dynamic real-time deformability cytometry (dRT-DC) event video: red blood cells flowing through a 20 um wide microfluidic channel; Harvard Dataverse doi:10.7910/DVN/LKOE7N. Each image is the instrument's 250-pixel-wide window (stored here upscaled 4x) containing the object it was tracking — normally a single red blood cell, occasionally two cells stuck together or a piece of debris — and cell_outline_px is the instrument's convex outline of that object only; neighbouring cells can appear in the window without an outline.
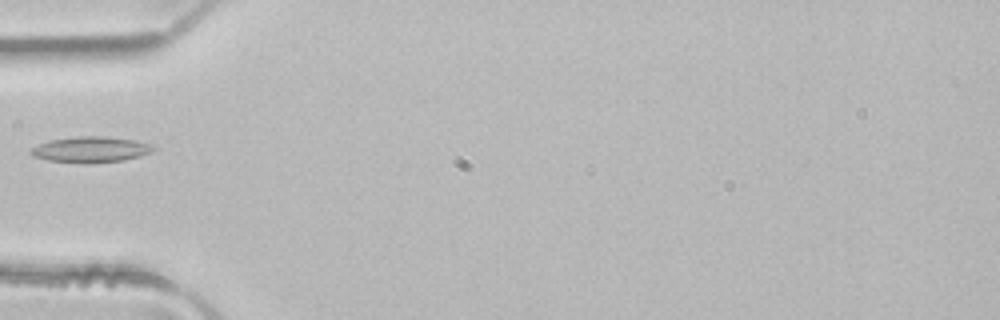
{"species": "common noctule bat (a hibernating species)", "species_latin": "Nyctalus noctula", "temperature_condition": "room temperature", "stored_images_in_passage": 3, "camera_frame_rate_fps": 3000, "um_per_image_px": 0.085, "animal": {"sex": "male", "body_mass_g": 21.5, "forearm_length_mm": 52.0}, "frame": {"image": 1, "passage_image": 3, "time_ms": 0.667, "image_size_px": [1000, 320], "cell_outline_px": [[156, 148], [152, 152], [140, 156], [120, 160], [88, 164], [84, 164], [48, 160], [32, 156], [28, 152], [32, 148], [48, 140], [76, 136], [108, 136], [132, 140], [148, 144]], "centroid_in_image_um": [7.66, 12.71], "position_along_channel_um": 77.3, "area_um2": 18.44}}